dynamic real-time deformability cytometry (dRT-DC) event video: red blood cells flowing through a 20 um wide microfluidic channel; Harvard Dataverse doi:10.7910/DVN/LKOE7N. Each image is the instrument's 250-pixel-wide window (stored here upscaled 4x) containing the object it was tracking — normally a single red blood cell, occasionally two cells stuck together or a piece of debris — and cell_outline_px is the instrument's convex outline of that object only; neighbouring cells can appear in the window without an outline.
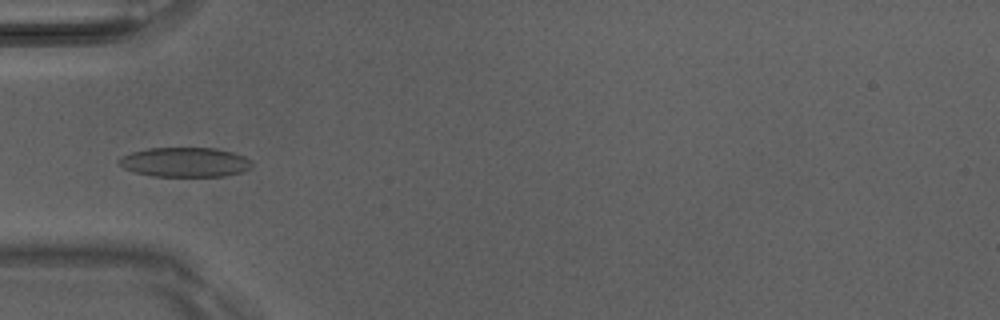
{"species": "Egyptian fruit bat (a non-hibernating species)", "species_latin": "Rousettus aegyptiacus", "temperature_condition": "room temperature", "stored_images_in_passage": 5, "camera_frame_rate_fps": 3000, "um_per_image_px": 0.085, "animal": {"sex": "male"}, "frame": {"image": 1, "passage_image": 5, "time_ms": 1.333, "image_size_px": [1000, 320], "cell_outline_px": [[252, 168], [244, 172], [224, 176], [152, 176], [136, 172], [124, 168], [116, 160], [120, 156], [132, 152], [148, 148], [216, 148], [232, 152], [244, 156], [252, 160]], "centroid_in_image_um": [15.75, 13.78], "position_along_channel_um": 69.2, "area_um2": 23.06}}